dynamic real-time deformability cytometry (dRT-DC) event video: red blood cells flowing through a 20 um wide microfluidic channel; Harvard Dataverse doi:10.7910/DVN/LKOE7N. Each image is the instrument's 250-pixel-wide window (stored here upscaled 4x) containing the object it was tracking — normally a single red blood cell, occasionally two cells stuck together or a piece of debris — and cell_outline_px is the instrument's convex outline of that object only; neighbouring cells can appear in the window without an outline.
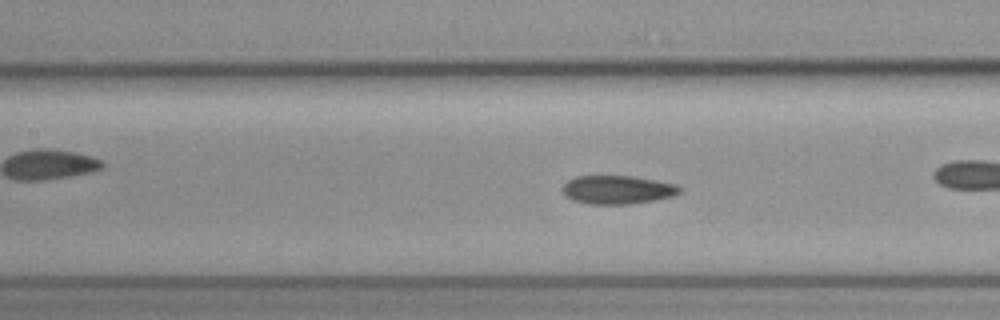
{"species": "common noctule bat (a hibernating species)", "species_latin": "Nyctalus noctula", "temperature_condition": "cold", "stored_images_in_passage": 57, "camera_frame_rate_fps": 3000, "um_per_image_px": 0.085, "animal": {"sex": "female", "body_mass_g": 19.3, "forearm_length_mm": 54.1}, "frame": {"image": 1, "passage_image": 25, "time_ms": 8.0, "image_size_px": [1000, 320], "cell_outline_px": [[684, 192], [676, 196], [656, 200], [632, 204], [584, 204], [572, 200], [564, 196], [560, 188], [568, 180], [576, 176], [632, 176], [676, 184], [684, 188]], "centroid_in_image_um": [52.51, 16.14], "position_along_channel_um": 154.9, "area_um2": 20.0}, "authors_computed_cell_mechanics": {"area_um2": 19.5942, "velocity_mm_per_s": 3.642, "shape_relaxation_time_tau1_ms": null, "shape_relaxation_time_tau2_ms": 3.1228, "deformation_change_tau1": null, "deformation_change_tau2": 0.066}}